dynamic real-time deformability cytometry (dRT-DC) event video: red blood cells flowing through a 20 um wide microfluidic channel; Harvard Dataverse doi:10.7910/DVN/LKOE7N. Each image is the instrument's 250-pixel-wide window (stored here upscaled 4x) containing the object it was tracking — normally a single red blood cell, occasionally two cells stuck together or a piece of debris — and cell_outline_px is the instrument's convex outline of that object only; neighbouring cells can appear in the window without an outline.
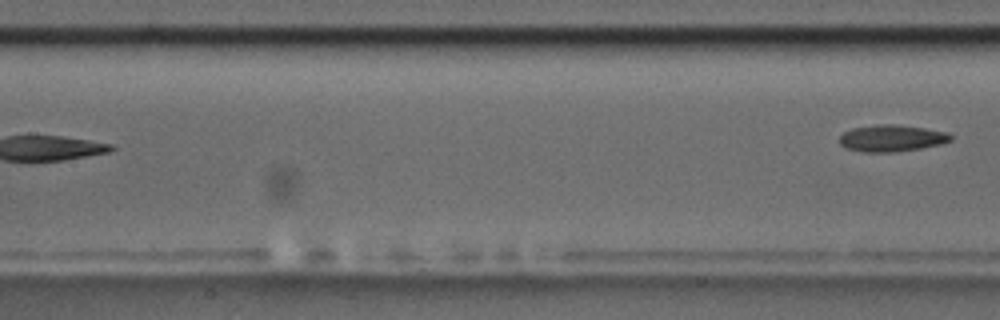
{"species": "common noctule bat (a hibernating species)", "species_latin": "Nyctalus noctula", "temperature_condition": "room temperature", "stored_images_in_passage": 7, "segment_of_instrument_passage": [2, 2], "camera_frame_rate_fps": 3000, "um_per_image_px": 0.085, "animal": {"sex": "male", "body_mass_g": 17.5, "forearm_length_mm": 52.3}, "frame": {"image": 1, "passage_image": 7, "time_ms": 8.0, "image_size_px": [1000, 320], "cell_outline_px": [[952, 140], [940, 144], [920, 148], [896, 152], [864, 152], [844, 148], [840, 144], [840, 136], [844, 132], [852, 128], [876, 124], [896, 124], [924, 128], [948, 132], [952, 136]], "centroid_in_image_um": [75.78, 11.74], "position_along_channel_um": 131.6, "area_um2": 17.4}}